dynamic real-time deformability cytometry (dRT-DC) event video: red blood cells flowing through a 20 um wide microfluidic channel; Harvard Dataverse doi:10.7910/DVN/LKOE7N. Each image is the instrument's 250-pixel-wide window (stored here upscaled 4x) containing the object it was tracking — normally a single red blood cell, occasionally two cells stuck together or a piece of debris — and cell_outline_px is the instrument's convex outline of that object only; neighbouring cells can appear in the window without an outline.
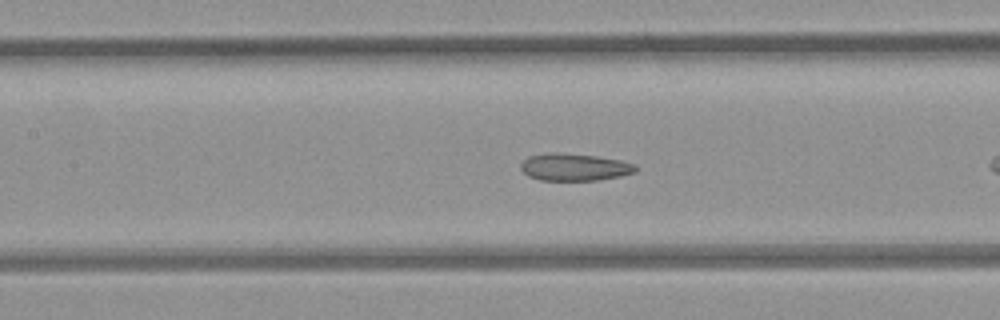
{"species": "common noctule bat (a hibernating species)", "species_latin": "Nyctalus noctula", "temperature_condition": "room temperature", "stored_images_in_passage": 22, "camera_frame_rate_fps": 3000, "um_per_image_px": 0.085, "animal": {"sex": "female", "body_mass_g": 21.9}, "frame": {"image": 1, "passage_image": 10, "time_ms": 3.0, "image_size_px": [1000, 320], "cell_outline_px": [[640, 168], [636, 172], [620, 176], [600, 180], [540, 180], [528, 176], [520, 168], [520, 164], [528, 156], [548, 152], [560, 152], [596, 156], [620, 160], [636, 164]], "centroid_in_image_um": [48.85, 14.2], "position_along_channel_um": 158.6, "area_um2": 18.5}}
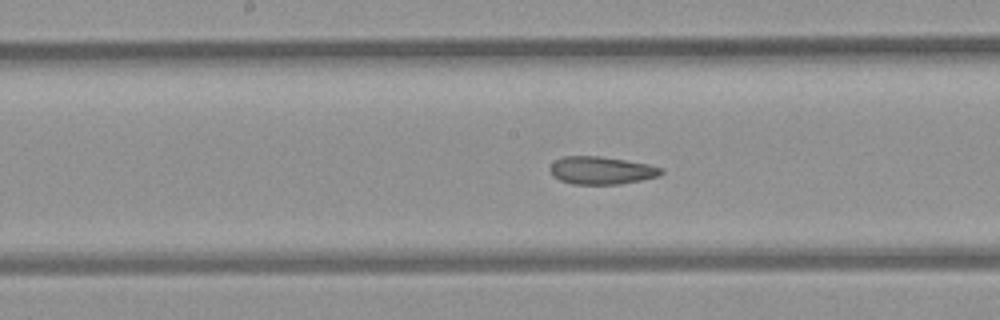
{"frame": {"image": 2, "passage_image": 13, "time_ms": 4.0, "image_size_px": [1000, 320], "cell_outline_px": [[664, 172], [660, 176], [620, 184], [572, 184], [560, 180], [552, 176], [548, 168], [556, 160], [564, 156], [600, 156], [648, 164], [664, 168]], "centroid_in_image_um": [51.12, 14.49], "position_along_channel_um": 197.1, "area_um2": 18.03}}